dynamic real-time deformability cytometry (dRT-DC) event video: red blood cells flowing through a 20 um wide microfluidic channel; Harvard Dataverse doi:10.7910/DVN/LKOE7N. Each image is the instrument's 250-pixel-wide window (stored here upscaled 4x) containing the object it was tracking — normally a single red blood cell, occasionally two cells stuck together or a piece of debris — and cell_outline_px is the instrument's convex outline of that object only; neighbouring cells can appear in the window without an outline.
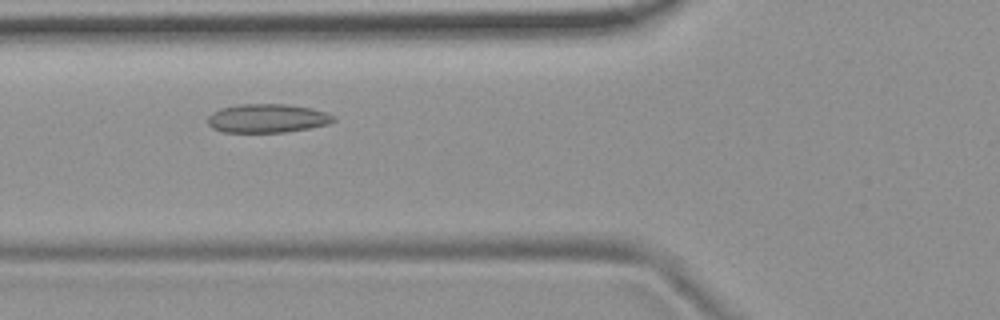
{"species": "common noctule bat (a hibernating species)", "species_latin": "Nyctalus noctula", "temperature_condition": "room temperature", "stored_images_in_passage": 45, "camera_frame_rate_fps": 3000, "um_per_image_px": 0.085, "animal": {"sex": "female", "body_mass_g": 19.9}, "frame": {"image": 1, "passage_image": 11, "time_ms": 3.333, "image_size_px": [1000, 320], "cell_outline_px": [[336, 120], [328, 124], [308, 128], [284, 132], [224, 132], [212, 128], [208, 124], [208, 116], [212, 112], [220, 108], [236, 104], [288, 104], [312, 108], [336, 116]], "centroid_in_image_um": [22.71, 10.05], "position_along_channel_um": 103.1, "area_um2": 21.15}}
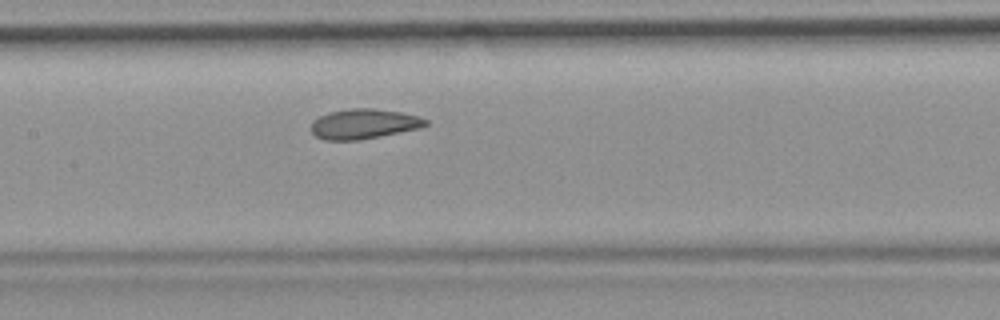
{"frame": {"image": 2, "passage_image": 17, "time_ms": 5.333, "image_size_px": [1000, 320], "cell_outline_px": [[428, 124], [420, 128], [380, 136], [356, 140], [324, 140], [316, 136], [312, 132], [312, 120], [328, 112], [348, 108], [372, 108], [400, 112], [420, 116], [428, 120]], "centroid_in_image_um": [30.92, 10.52], "position_along_channel_um": 176.5, "area_um2": 20.0}}
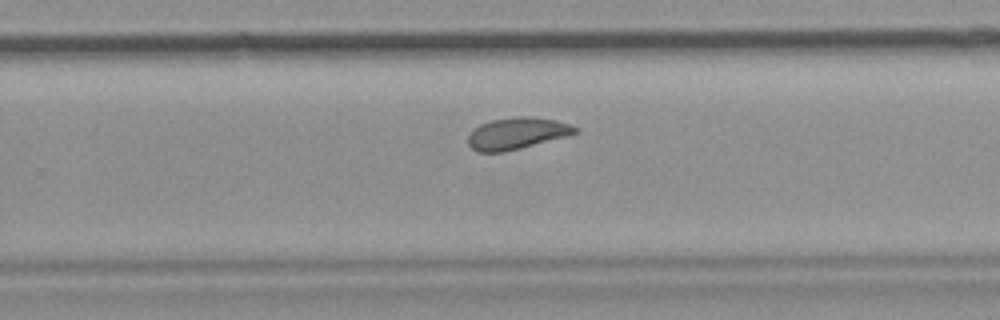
{"frame": {"image": 3, "passage_image": 26, "time_ms": 8.333, "image_size_px": [1000, 320], "cell_outline_px": [[580, 132], [520, 148], [504, 152], [476, 152], [468, 144], [468, 136], [480, 124], [492, 120], [516, 116], [528, 116], [556, 120], [572, 124], [580, 128]], "centroid_in_image_um": [43.97, 11.33], "position_along_channel_um": 285.8, "area_um2": 19.71}, "authors_computed_cell_mechanics": {"area_um2": 20.4034, "velocity_mm_per_s": 3.66, "shape_relaxation_time_tau1_ms": 10.6982, "shape_relaxation_time_tau2_ms": 1.7532, "deformation_change_tau1": 0.1389, "deformation_change_tau2": 0.0633}}